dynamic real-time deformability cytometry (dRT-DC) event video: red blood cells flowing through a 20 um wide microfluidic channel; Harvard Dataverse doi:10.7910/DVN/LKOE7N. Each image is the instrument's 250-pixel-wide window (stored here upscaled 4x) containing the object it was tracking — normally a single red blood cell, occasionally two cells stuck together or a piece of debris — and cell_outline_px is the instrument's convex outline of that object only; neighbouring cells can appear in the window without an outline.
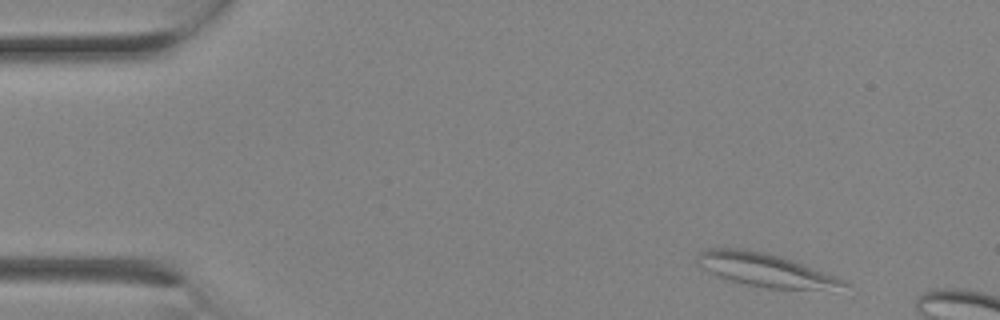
{"species": "Egyptian fruit bat (a non-hibernating species)", "species_latin": "Rousettus aegyptiacus", "temperature_condition": "room temperature", "stored_images_in_passage": 3, "camera_frame_rate_fps": 3000, "um_per_image_px": 0.085, "animal": {"sex": "female"}, "frame": {"image": 1, "passage_image": 1, "time_ms": 0.0, "image_size_px": [1000, 320], "cell_outline_px": [[848, 284], [832, 292], [768, 288], [744, 284], [720, 276], [704, 268], [696, 260], [700, 252], [708, 248], [744, 248], [768, 252], [792, 260], [844, 280]], "centroid_in_image_um": [65.15, 22.97], "position_along_channel_um": 19.9, "area_um2": 28.55}}